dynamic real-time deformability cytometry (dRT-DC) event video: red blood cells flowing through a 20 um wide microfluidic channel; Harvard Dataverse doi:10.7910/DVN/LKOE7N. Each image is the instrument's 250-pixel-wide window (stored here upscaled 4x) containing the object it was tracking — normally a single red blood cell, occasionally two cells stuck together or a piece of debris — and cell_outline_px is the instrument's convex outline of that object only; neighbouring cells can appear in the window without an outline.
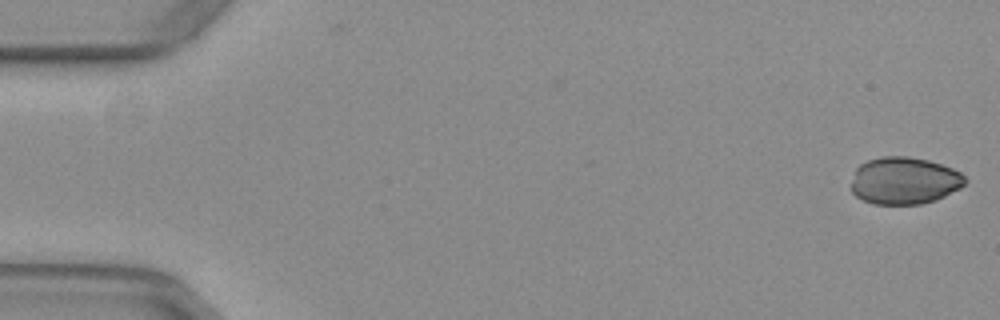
{"species": "common noctule bat (a hibernating species)", "species_latin": "Nyctalus noctula", "temperature_condition": "warm", "stored_images_in_passage": 52, "camera_frame_rate_fps": 3000, "um_per_image_px": 0.085, "animal": {"sex": "female", "body_mass_g": 29.2, "forearm_length_mm": 56.3}, "frame": {"image": 1, "passage_image": 1, "time_ms": 0.0, "image_size_px": [1000, 320], "cell_outline_px": [[968, 180], [960, 188], [936, 200], [920, 204], [872, 204], [856, 196], [852, 192], [852, 180], [856, 168], [860, 164], [868, 160], [884, 156], [908, 156], [928, 160], [952, 168], [960, 172]], "centroid_in_image_um": [76.87, 15.36], "position_along_channel_um": 8.1, "area_um2": 31.33}}
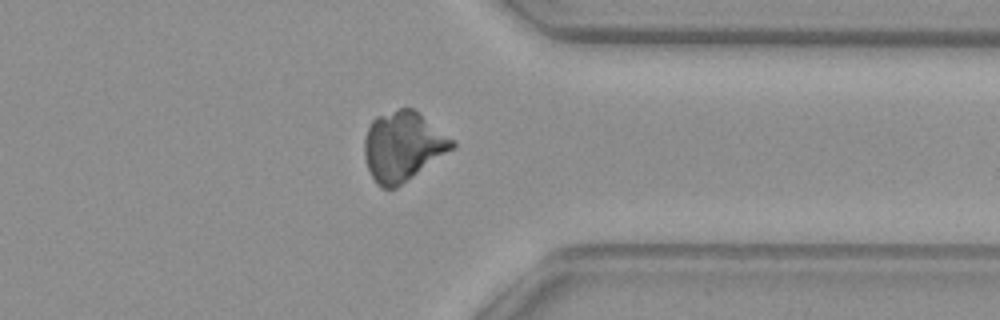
{"frame": {"image": 2, "passage_image": 41, "time_ms": 13.333, "image_size_px": [1000, 320], "cell_outline_px": [[456, 144], [452, 148], [396, 188], [380, 188], [376, 184], [368, 168], [364, 156], [364, 140], [368, 128], [372, 120], [376, 116], [400, 108], [412, 108], [452, 140]], "centroid_in_image_um": [34.17, 12.44], "position_along_channel_um": 377.2, "area_um2": 34.56}}
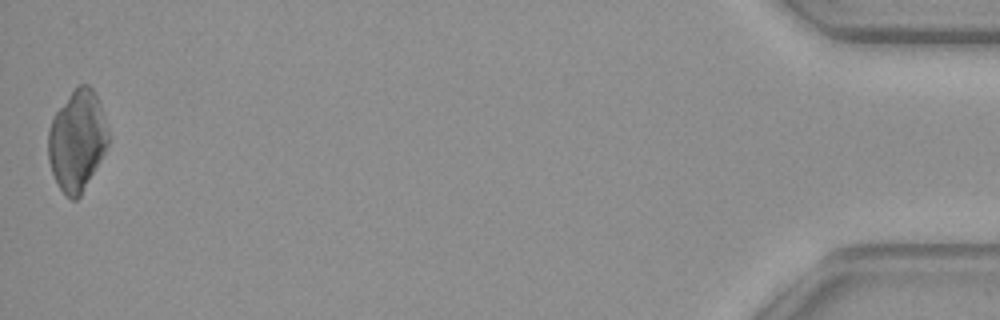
{"frame": {"image": 3, "passage_image": 52, "time_ms": 17.0, "image_size_px": [1000, 320], "cell_outline_px": [[108, 144], [100, 160], [80, 196], [76, 200], [72, 200], [60, 188], [52, 172], [48, 160], [48, 128], [56, 112], [68, 96], [80, 84], [88, 84], [92, 88], [100, 104], [108, 128]], "centroid_in_image_um": [6.55, 11.94], "position_along_channel_um": 428.7, "area_um2": 34.68}}